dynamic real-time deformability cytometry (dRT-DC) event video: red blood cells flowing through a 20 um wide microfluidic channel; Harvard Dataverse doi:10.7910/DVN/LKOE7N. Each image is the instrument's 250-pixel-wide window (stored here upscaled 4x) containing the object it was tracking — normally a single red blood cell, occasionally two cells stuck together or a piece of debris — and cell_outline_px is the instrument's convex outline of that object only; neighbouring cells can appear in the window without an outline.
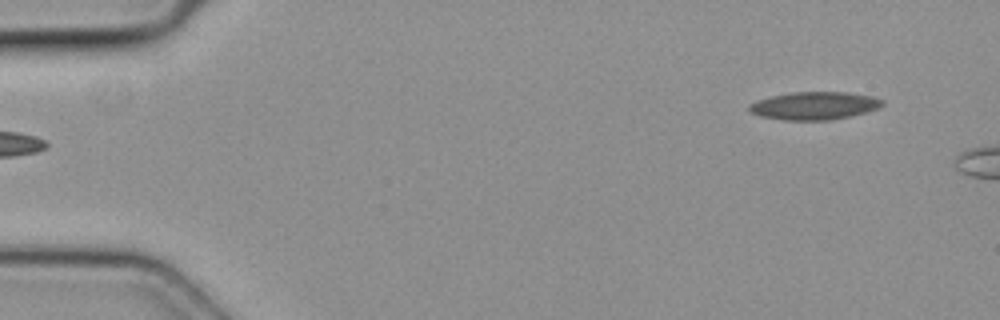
{"species": "common noctule bat (a hibernating species)", "species_latin": "Nyctalus noctula", "temperature_condition": "cold", "stored_images_in_passage": 3, "camera_frame_rate_fps": 3000, "um_per_image_px": 0.085, "animal": {"sex": "female", "body_mass_g": 19.3, "forearm_length_mm": 54.1}, "frame": {"image": 1, "passage_image": 1, "time_ms": 0.0, "image_size_px": [1000, 320], "cell_outline_px": [[884, 104], [876, 108], [864, 112], [848, 116], [828, 120], [784, 120], [760, 116], [752, 112], [748, 108], [748, 104], [756, 100], [772, 96], [792, 92], [848, 92], [872, 96], [884, 100]], "centroid_in_image_um": [69.19, 8.97], "position_along_channel_um": 15.8, "area_um2": 21.44}}